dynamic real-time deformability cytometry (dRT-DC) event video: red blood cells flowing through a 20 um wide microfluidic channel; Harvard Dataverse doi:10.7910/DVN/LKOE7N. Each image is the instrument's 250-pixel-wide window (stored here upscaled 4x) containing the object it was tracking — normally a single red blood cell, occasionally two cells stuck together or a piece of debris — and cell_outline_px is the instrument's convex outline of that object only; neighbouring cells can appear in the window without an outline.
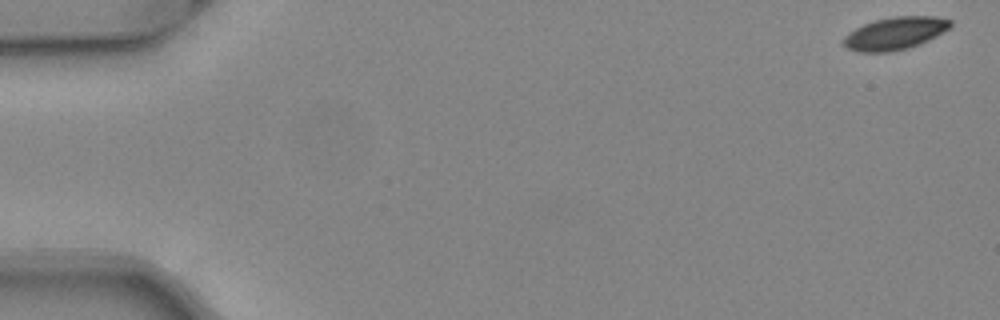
{"species": "common noctule bat (a hibernating species)", "species_latin": "Nyctalus noctula", "temperature_condition": "warm", "stored_images_in_passage": 19, "camera_frame_rate_fps": 3000, "um_per_image_px": 0.085, "animal": {"sex": "female", "body_mass_g": 24.6, "forearm_length_mm": 56.2}, "frame": {"image": 1, "passage_image": 1, "time_ms": 0.0, "image_size_px": [1000, 320], "cell_outline_px": [[952, 24], [948, 28], [936, 36], [920, 44], [908, 48], [892, 52], [860, 52], [848, 48], [840, 44], [840, 40], [844, 36], [856, 28], [864, 24], [876, 20], [892, 16], [936, 16], [952, 20]], "centroid_in_image_um": [76.05, 2.84], "position_along_channel_um": 9.0, "area_um2": 20.4}}
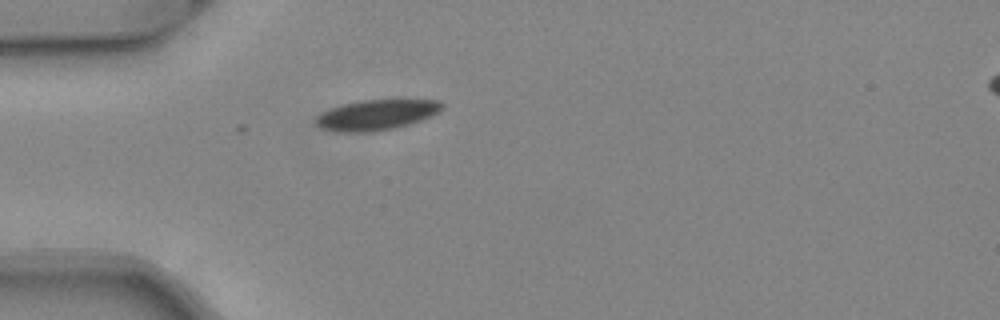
{"frame": {"image": 2, "passage_image": 15, "time_ms": 4.667, "image_size_px": [1000, 320], "cell_outline_px": [[444, 108], [440, 112], [432, 116], [396, 128], [372, 132], [336, 132], [320, 128], [316, 124], [316, 116], [332, 108], [344, 104], [360, 100], [400, 96], [440, 100], [444, 104]], "centroid_in_image_um": [32.13, 9.7], "position_along_channel_um": 52.9, "area_um2": 23.52}}
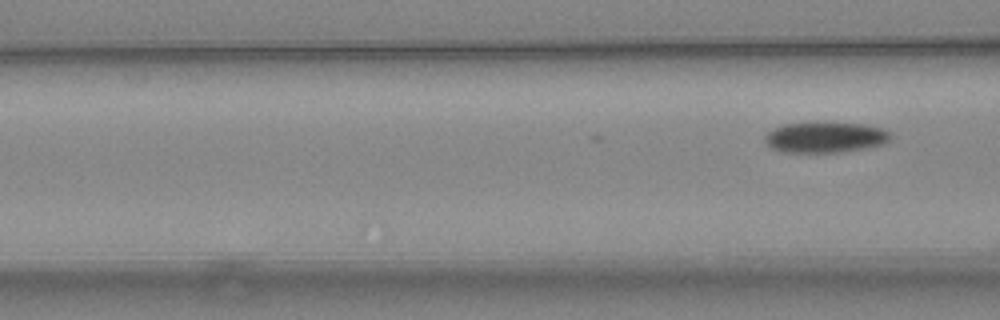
{"frame": {"image": 3, "passage_image": 19, "time_ms": 6.0, "image_size_px": [1000, 320], "cell_outline_px": [[892, 136], [884, 144], [864, 148], [840, 152], [784, 152], [772, 148], [764, 140], [764, 136], [772, 128], [784, 124], [860, 124], [880, 128], [888, 132]], "centroid_in_image_um": [70.11, 11.69], "position_along_channel_um": 96.5, "area_um2": 21.79}}